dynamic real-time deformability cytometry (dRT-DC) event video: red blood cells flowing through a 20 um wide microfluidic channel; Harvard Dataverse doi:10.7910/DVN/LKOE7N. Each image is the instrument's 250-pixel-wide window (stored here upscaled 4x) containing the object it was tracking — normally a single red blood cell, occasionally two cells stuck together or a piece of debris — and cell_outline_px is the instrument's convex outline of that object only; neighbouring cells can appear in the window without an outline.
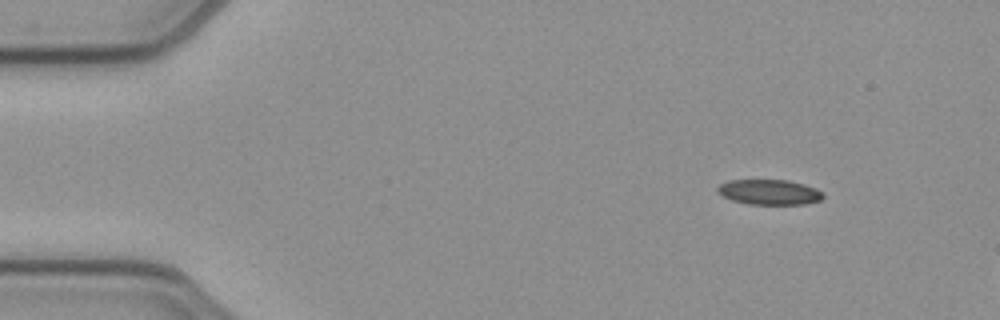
{"species": "common noctule bat (a hibernating species)", "species_latin": "Nyctalus noctula", "temperature_condition": "cold", "stored_images_in_passage": 47, "camera_frame_rate_fps": 3000, "um_per_image_px": 0.085, "animal": {"sex": "female", "body_mass_g": 21.9}, "frame": {"image": 1, "passage_image": 1, "time_ms": 0.0, "image_size_px": [1000, 320], "cell_outline_px": [[824, 196], [820, 200], [804, 204], [748, 204], [732, 200], [716, 192], [716, 188], [720, 184], [728, 180], [788, 180], [804, 184], [816, 188], [824, 192]], "centroid_in_image_um": [65.39, 16.32], "position_along_channel_um": 19.6, "area_um2": 15.55}}
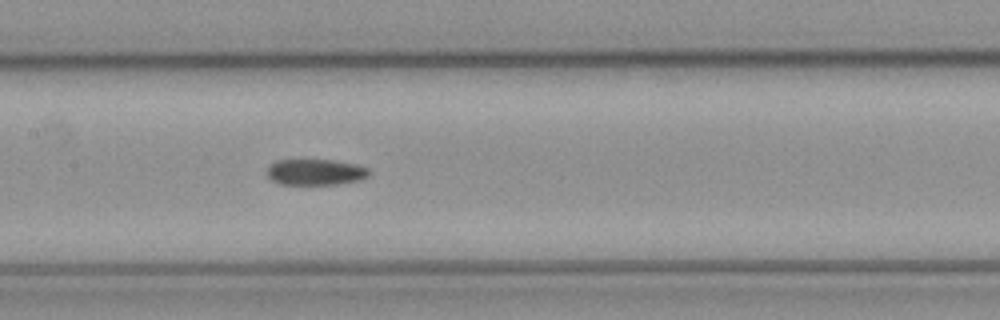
{"frame": {"image": 2, "passage_image": 20, "time_ms": 6.333, "image_size_px": [1000, 320], "cell_outline_px": [[368, 176], [360, 180], [336, 184], [280, 184], [272, 180], [268, 176], [268, 168], [276, 160], [336, 160], [356, 164], [368, 168]], "centroid_in_image_um": [26.83, 14.62], "position_along_channel_um": 180.6, "area_um2": 15.32}}
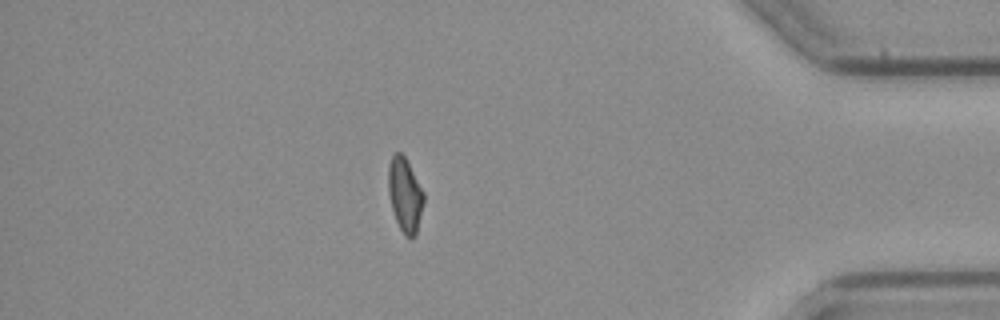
{"frame": {"image": 3, "passage_image": 40, "time_ms": 13.0, "image_size_px": [1000, 320], "cell_outline_px": [[424, 200], [416, 236], [404, 236], [396, 220], [392, 208], [388, 192], [388, 164], [392, 156], [396, 152], [400, 152], [404, 156], [424, 192]], "centroid_in_image_um": [34.41, 16.56], "position_along_channel_um": 400.8, "area_um2": 15.14}}